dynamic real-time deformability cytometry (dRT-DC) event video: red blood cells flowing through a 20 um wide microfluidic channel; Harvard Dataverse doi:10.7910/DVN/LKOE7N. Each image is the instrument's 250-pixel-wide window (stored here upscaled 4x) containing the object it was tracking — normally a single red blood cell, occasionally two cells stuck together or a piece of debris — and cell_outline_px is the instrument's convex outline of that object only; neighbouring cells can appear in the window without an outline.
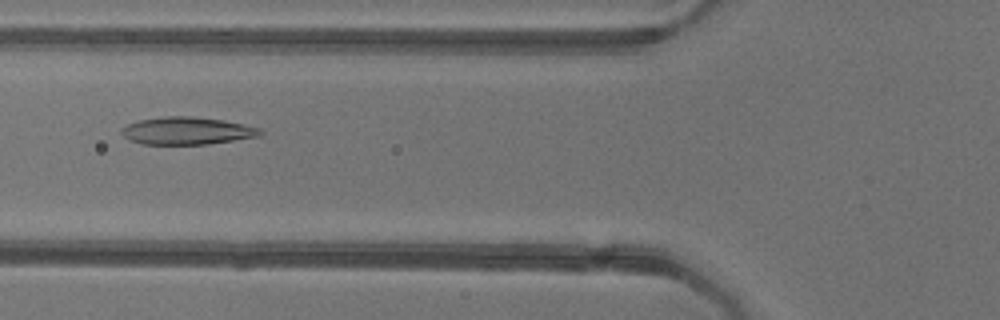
{"species": "common noctule bat (a hibernating species)", "species_latin": "Nyctalus noctula", "temperature_condition": "warm", "stored_images_in_passage": 52, "camera_frame_rate_fps": 3000, "um_per_image_px": 0.085, "animal": {"sex": "female"}, "frame": {"image": 1, "passage_image": 19, "time_ms": 6.0, "image_size_px": [1000, 320], "cell_outline_px": [[264, 132], [260, 136], [208, 144], [144, 144], [132, 140], [124, 136], [120, 132], [120, 128], [128, 124], [140, 120], [164, 116], [188, 116], [224, 120], [244, 124], [260, 128]], "centroid_in_image_um": [15.92, 11.11], "position_along_channel_um": 109.9, "area_um2": 22.14}}
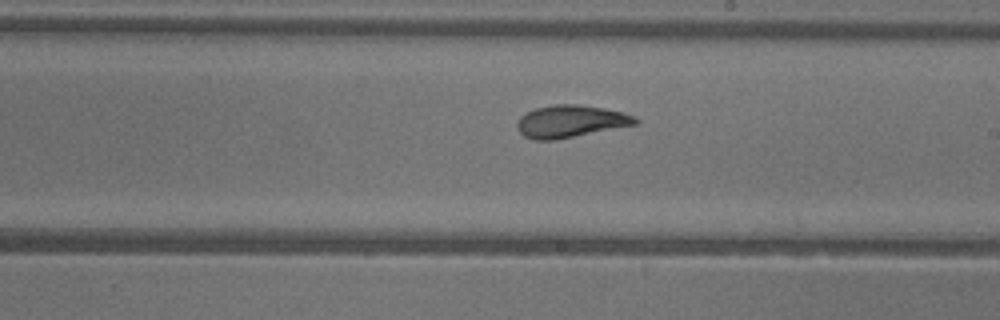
{"frame": {"image": 2, "passage_image": 29, "time_ms": 9.333, "image_size_px": [1000, 320], "cell_outline_px": [[640, 120], [636, 124], [556, 140], [536, 140], [524, 136], [516, 128], [516, 124], [520, 116], [524, 112], [536, 108], [552, 104], [580, 104], [604, 108], [620, 112], [632, 116]], "centroid_in_image_um": [48.43, 10.31], "position_along_channel_um": 240.6, "area_um2": 22.25}}
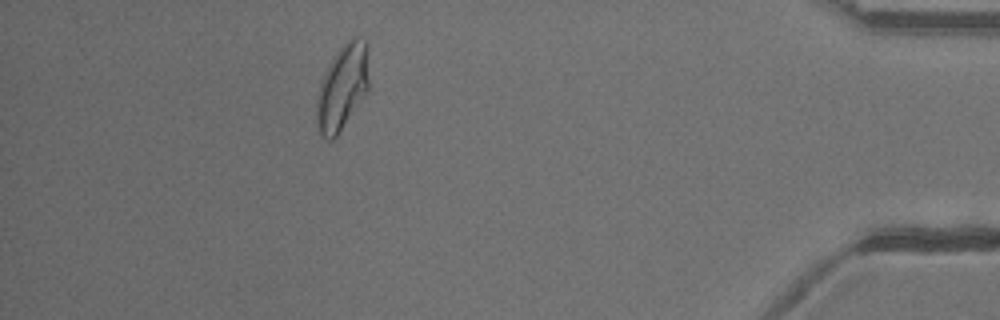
{"frame": {"image": 3, "passage_image": 46, "time_ms": 15.0, "image_size_px": [1000, 320], "cell_outline_px": [[368, 92], [336, 136], [332, 140], [328, 140], [320, 136], [316, 124], [316, 96], [324, 72], [332, 56], [352, 36], [356, 36], [364, 40], [368, 44]], "centroid_in_image_um": [29.09, 7.41], "position_along_channel_um": 406.1, "area_um2": 26.47}, "authors_computed_cell_mechanics": {"area_um2": 23.8714, "velocity_mm_per_s": 3.9231, "shape_relaxation_time_tau1_ms": 7.7785, "shape_relaxation_time_tau2_ms": 2.0182, "deformation_change_tau1": 0.2151, "deformation_change_tau2": 0.0457}}